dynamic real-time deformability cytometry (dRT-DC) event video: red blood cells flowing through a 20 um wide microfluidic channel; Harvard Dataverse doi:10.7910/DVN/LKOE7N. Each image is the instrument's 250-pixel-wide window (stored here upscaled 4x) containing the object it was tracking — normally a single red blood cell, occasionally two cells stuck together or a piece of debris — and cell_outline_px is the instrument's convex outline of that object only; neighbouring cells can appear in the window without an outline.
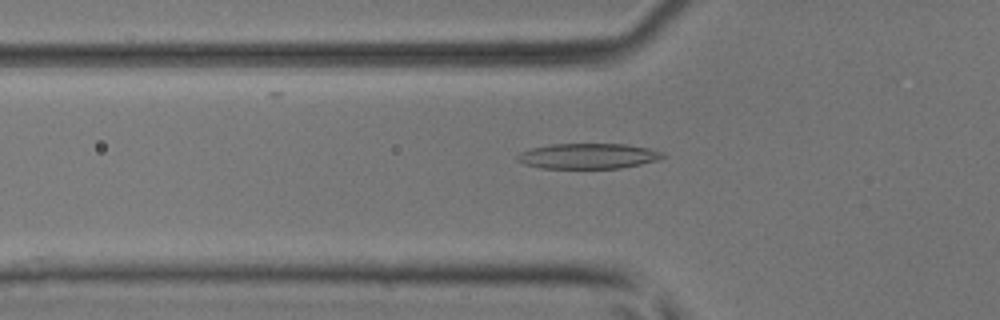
{"species": "common noctule bat (a hibernating species)", "species_latin": "Nyctalus noctula", "temperature_condition": "room temperature", "stored_images_in_passage": 30, "camera_frame_rate_fps": 3000, "um_per_image_px": 0.085, "animal": {"sex": "male", "body_mass_g": 17.9, "forearm_length_mm": 54.2}, "frame": {"image": 1, "passage_image": 4, "time_ms": 1.0, "image_size_px": [1000, 320], "cell_outline_px": [[664, 156], [660, 160], [620, 168], [540, 168], [524, 164], [516, 160], [516, 156], [520, 152], [532, 148], [552, 144], [628, 144], [648, 148], [664, 152]], "centroid_in_image_um": [49.99, 13.26], "position_along_channel_um": 75.8, "area_um2": 21.56}}
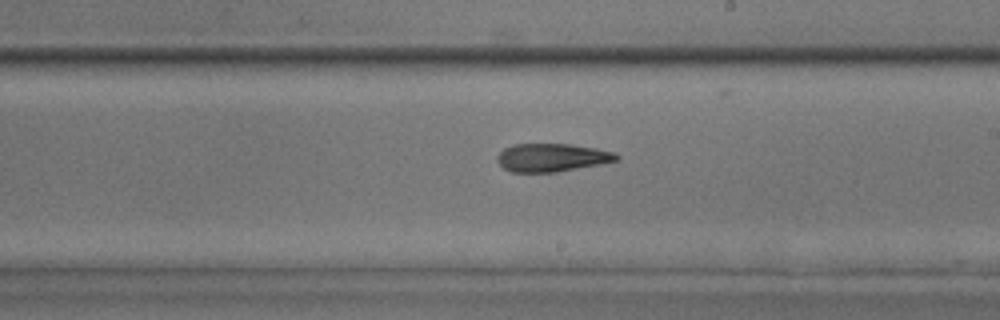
{"frame": {"image": 2, "passage_image": 16, "time_ms": 5.0, "image_size_px": [1000, 320], "cell_outline_px": [[620, 160], [600, 164], [556, 172], [512, 172], [504, 168], [496, 160], [496, 156], [504, 148], [512, 144], [568, 144], [596, 148], [616, 152], [620, 156]], "centroid_in_image_um": [46.93, 13.39], "position_along_channel_um": 242.1, "area_um2": 19.65}}
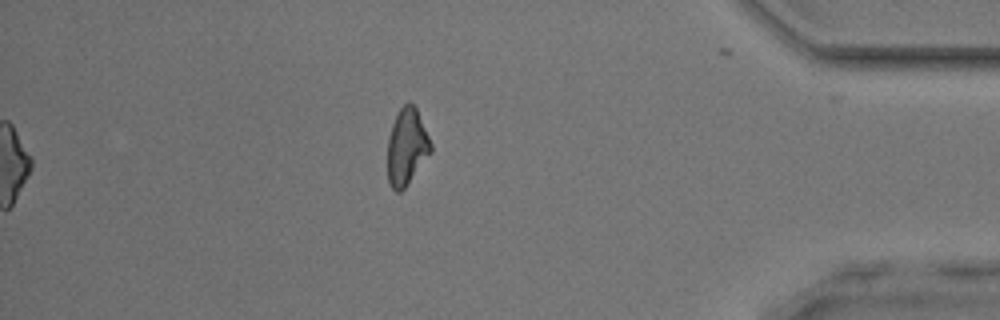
{"frame": {"image": 3, "passage_image": 30, "time_ms": 9.667, "image_size_px": [1000, 320], "cell_outline_px": [[432, 152], [404, 188], [400, 192], [396, 192], [392, 188], [388, 180], [388, 136], [392, 124], [400, 108], [408, 100], [416, 108], [432, 144]], "centroid_in_image_um": [34.57, 12.47], "position_along_channel_um": 400.6, "area_um2": 19.19}, "authors_computed_cell_mechanics": {"area_um2": 19.9699, "velocity_mm_per_s": 4.1638, "shape_relaxation_time_tau1_ms": 8.265, "shape_relaxation_time_tau2_ms": 4.6952, "deformation_change_tau1": 0.1986, "deformation_change_tau2": 0.1647}}